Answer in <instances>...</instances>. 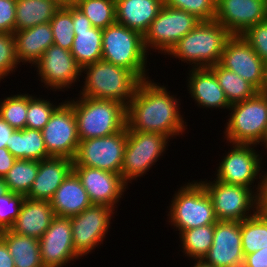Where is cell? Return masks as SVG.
Here are the masks:
<instances>
[{
	"mask_svg": "<svg viewBox=\"0 0 267 267\" xmlns=\"http://www.w3.org/2000/svg\"><path fill=\"white\" fill-rule=\"evenodd\" d=\"M17 65L14 34L0 32V81L15 72Z\"/></svg>",
	"mask_w": 267,
	"mask_h": 267,
	"instance_id": "cell-41",
	"label": "cell"
},
{
	"mask_svg": "<svg viewBox=\"0 0 267 267\" xmlns=\"http://www.w3.org/2000/svg\"><path fill=\"white\" fill-rule=\"evenodd\" d=\"M13 34L18 63L27 62L31 66H34L54 43L50 22L26 28Z\"/></svg>",
	"mask_w": 267,
	"mask_h": 267,
	"instance_id": "cell-27",
	"label": "cell"
},
{
	"mask_svg": "<svg viewBox=\"0 0 267 267\" xmlns=\"http://www.w3.org/2000/svg\"><path fill=\"white\" fill-rule=\"evenodd\" d=\"M242 267H267V249L245 255Z\"/></svg>",
	"mask_w": 267,
	"mask_h": 267,
	"instance_id": "cell-44",
	"label": "cell"
},
{
	"mask_svg": "<svg viewBox=\"0 0 267 267\" xmlns=\"http://www.w3.org/2000/svg\"><path fill=\"white\" fill-rule=\"evenodd\" d=\"M169 205L168 217L171 226L179 234L191 228L215 224L218 220L213 202L203 184L199 181L188 182L181 186Z\"/></svg>",
	"mask_w": 267,
	"mask_h": 267,
	"instance_id": "cell-6",
	"label": "cell"
},
{
	"mask_svg": "<svg viewBox=\"0 0 267 267\" xmlns=\"http://www.w3.org/2000/svg\"><path fill=\"white\" fill-rule=\"evenodd\" d=\"M27 110L28 94H11L0 100V117L15 130L25 128Z\"/></svg>",
	"mask_w": 267,
	"mask_h": 267,
	"instance_id": "cell-37",
	"label": "cell"
},
{
	"mask_svg": "<svg viewBox=\"0 0 267 267\" xmlns=\"http://www.w3.org/2000/svg\"><path fill=\"white\" fill-rule=\"evenodd\" d=\"M201 23L196 16L179 9L163 5L158 16L143 35L146 51L158 50L168 54L176 43Z\"/></svg>",
	"mask_w": 267,
	"mask_h": 267,
	"instance_id": "cell-10",
	"label": "cell"
},
{
	"mask_svg": "<svg viewBox=\"0 0 267 267\" xmlns=\"http://www.w3.org/2000/svg\"><path fill=\"white\" fill-rule=\"evenodd\" d=\"M183 253L191 259L203 260L213 244L214 224L184 230L179 234Z\"/></svg>",
	"mask_w": 267,
	"mask_h": 267,
	"instance_id": "cell-32",
	"label": "cell"
},
{
	"mask_svg": "<svg viewBox=\"0 0 267 267\" xmlns=\"http://www.w3.org/2000/svg\"><path fill=\"white\" fill-rule=\"evenodd\" d=\"M253 146V147H252ZM254 144H233L231 150L224 155L216 168V180L227 184L242 185L254 189L256 179H261L259 173L263 157L254 149ZM262 157V158H261ZM262 165V167H261ZM259 175V177H258Z\"/></svg>",
	"mask_w": 267,
	"mask_h": 267,
	"instance_id": "cell-14",
	"label": "cell"
},
{
	"mask_svg": "<svg viewBox=\"0 0 267 267\" xmlns=\"http://www.w3.org/2000/svg\"><path fill=\"white\" fill-rule=\"evenodd\" d=\"M15 131L7 122L0 117V148H7L11 134Z\"/></svg>",
	"mask_w": 267,
	"mask_h": 267,
	"instance_id": "cell-47",
	"label": "cell"
},
{
	"mask_svg": "<svg viewBox=\"0 0 267 267\" xmlns=\"http://www.w3.org/2000/svg\"><path fill=\"white\" fill-rule=\"evenodd\" d=\"M67 102L73 107L80 141L110 136L126 126V107L117 101L79 96Z\"/></svg>",
	"mask_w": 267,
	"mask_h": 267,
	"instance_id": "cell-4",
	"label": "cell"
},
{
	"mask_svg": "<svg viewBox=\"0 0 267 267\" xmlns=\"http://www.w3.org/2000/svg\"><path fill=\"white\" fill-rule=\"evenodd\" d=\"M54 43L71 51L74 41V25L72 22V4L62 5L50 21Z\"/></svg>",
	"mask_w": 267,
	"mask_h": 267,
	"instance_id": "cell-36",
	"label": "cell"
},
{
	"mask_svg": "<svg viewBox=\"0 0 267 267\" xmlns=\"http://www.w3.org/2000/svg\"><path fill=\"white\" fill-rule=\"evenodd\" d=\"M74 5L93 27L103 30L116 22L115 0H75Z\"/></svg>",
	"mask_w": 267,
	"mask_h": 267,
	"instance_id": "cell-35",
	"label": "cell"
},
{
	"mask_svg": "<svg viewBox=\"0 0 267 267\" xmlns=\"http://www.w3.org/2000/svg\"><path fill=\"white\" fill-rule=\"evenodd\" d=\"M54 217L50 201L32 200L25 197L20 213L10 230L20 235L40 239L50 227Z\"/></svg>",
	"mask_w": 267,
	"mask_h": 267,
	"instance_id": "cell-24",
	"label": "cell"
},
{
	"mask_svg": "<svg viewBox=\"0 0 267 267\" xmlns=\"http://www.w3.org/2000/svg\"><path fill=\"white\" fill-rule=\"evenodd\" d=\"M61 5L74 4L75 0H56Z\"/></svg>",
	"mask_w": 267,
	"mask_h": 267,
	"instance_id": "cell-51",
	"label": "cell"
},
{
	"mask_svg": "<svg viewBox=\"0 0 267 267\" xmlns=\"http://www.w3.org/2000/svg\"><path fill=\"white\" fill-rule=\"evenodd\" d=\"M9 192L7 184L4 182L3 178H0V195L6 194Z\"/></svg>",
	"mask_w": 267,
	"mask_h": 267,
	"instance_id": "cell-49",
	"label": "cell"
},
{
	"mask_svg": "<svg viewBox=\"0 0 267 267\" xmlns=\"http://www.w3.org/2000/svg\"><path fill=\"white\" fill-rule=\"evenodd\" d=\"M41 132L51 157L74 160L80 140L73 107L66 100L59 103Z\"/></svg>",
	"mask_w": 267,
	"mask_h": 267,
	"instance_id": "cell-12",
	"label": "cell"
},
{
	"mask_svg": "<svg viewBox=\"0 0 267 267\" xmlns=\"http://www.w3.org/2000/svg\"><path fill=\"white\" fill-rule=\"evenodd\" d=\"M34 66L44 86L55 92L71 88L79 80V76H83L82 67L74 59L71 51L55 44L44 52Z\"/></svg>",
	"mask_w": 267,
	"mask_h": 267,
	"instance_id": "cell-16",
	"label": "cell"
},
{
	"mask_svg": "<svg viewBox=\"0 0 267 267\" xmlns=\"http://www.w3.org/2000/svg\"><path fill=\"white\" fill-rule=\"evenodd\" d=\"M16 0H0V32H15Z\"/></svg>",
	"mask_w": 267,
	"mask_h": 267,
	"instance_id": "cell-43",
	"label": "cell"
},
{
	"mask_svg": "<svg viewBox=\"0 0 267 267\" xmlns=\"http://www.w3.org/2000/svg\"><path fill=\"white\" fill-rule=\"evenodd\" d=\"M86 73H85V72ZM84 86L79 96L131 103L142 80L130 70L105 60L84 66Z\"/></svg>",
	"mask_w": 267,
	"mask_h": 267,
	"instance_id": "cell-2",
	"label": "cell"
},
{
	"mask_svg": "<svg viewBox=\"0 0 267 267\" xmlns=\"http://www.w3.org/2000/svg\"><path fill=\"white\" fill-rule=\"evenodd\" d=\"M159 85L151 79L140 83L133 100L126 106L127 131L158 132L171 139L183 135L187 125L180 114L179 98Z\"/></svg>",
	"mask_w": 267,
	"mask_h": 267,
	"instance_id": "cell-1",
	"label": "cell"
},
{
	"mask_svg": "<svg viewBox=\"0 0 267 267\" xmlns=\"http://www.w3.org/2000/svg\"><path fill=\"white\" fill-rule=\"evenodd\" d=\"M262 92L267 96V65H266L265 85Z\"/></svg>",
	"mask_w": 267,
	"mask_h": 267,
	"instance_id": "cell-53",
	"label": "cell"
},
{
	"mask_svg": "<svg viewBox=\"0 0 267 267\" xmlns=\"http://www.w3.org/2000/svg\"><path fill=\"white\" fill-rule=\"evenodd\" d=\"M203 261L214 267H241L244 262L240 222L217 221L213 244Z\"/></svg>",
	"mask_w": 267,
	"mask_h": 267,
	"instance_id": "cell-20",
	"label": "cell"
},
{
	"mask_svg": "<svg viewBox=\"0 0 267 267\" xmlns=\"http://www.w3.org/2000/svg\"><path fill=\"white\" fill-rule=\"evenodd\" d=\"M219 64L248 81L258 91L265 85L266 64L241 35L226 42Z\"/></svg>",
	"mask_w": 267,
	"mask_h": 267,
	"instance_id": "cell-15",
	"label": "cell"
},
{
	"mask_svg": "<svg viewBox=\"0 0 267 267\" xmlns=\"http://www.w3.org/2000/svg\"><path fill=\"white\" fill-rule=\"evenodd\" d=\"M267 19V0H217L215 21L231 35H242L247 29Z\"/></svg>",
	"mask_w": 267,
	"mask_h": 267,
	"instance_id": "cell-18",
	"label": "cell"
},
{
	"mask_svg": "<svg viewBox=\"0 0 267 267\" xmlns=\"http://www.w3.org/2000/svg\"><path fill=\"white\" fill-rule=\"evenodd\" d=\"M224 130L227 142L260 144L267 126V96L258 91L245 101L232 104Z\"/></svg>",
	"mask_w": 267,
	"mask_h": 267,
	"instance_id": "cell-7",
	"label": "cell"
},
{
	"mask_svg": "<svg viewBox=\"0 0 267 267\" xmlns=\"http://www.w3.org/2000/svg\"><path fill=\"white\" fill-rule=\"evenodd\" d=\"M200 182L213 202L218 221L240 222L258 212L257 190L242 185L227 184L216 179L209 182L201 179Z\"/></svg>",
	"mask_w": 267,
	"mask_h": 267,
	"instance_id": "cell-9",
	"label": "cell"
},
{
	"mask_svg": "<svg viewBox=\"0 0 267 267\" xmlns=\"http://www.w3.org/2000/svg\"><path fill=\"white\" fill-rule=\"evenodd\" d=\"M16 160L6 147L0 148V178L6 175Z\"/></svg>",
	"mask_w": 267,
	"mask_h": 267,
	"instance_id": "cell-46",
	"label": "cell"
},
{
	"mask_svg": "<svg viewBox=\"0 0 267 267\" xmlns=\"http://www.w3.org/2000/svg\"><path fill=\"white\" fill-rule=\"evenodd\" d=\"M240 231L244 256L267 249V220L260 213L240 221Z\"/></svg>",
	"mask_w": 267,
	"mask_h": 267,
	"instance_id": "cell-33",
	"label": "cell"
},
{
	"mask_svg": "<svg viewBox=\"0 0 267 267\" xmlns=\"http://www.w3.org/2000/svg\"><path fill=\"white\" fill-rule=\"evenodd\" d=\"M61 6L56 0H16L15 32L49 23Z\"/></svg>",
	"mask_w": 267,
	"mask_h": 267,
	"instance_id": "cell-29",
	"label": "cell"
},
{
	"mask_svg": "<svg viewBox=\"0 0 267 267\" xmlns=\"http://www.w3.org/2000/svg\"><path fill=\"white\" fill-rule=\"evenodd\" d=\"M171 139L158 132L127 131L121 178L128 185L146 174L165 153Z\"/></svg>",
	"mask_w": 267,
	"mask_h": 267,
	"instance_id": "cell-8",
	"label": "cell"
},
{
	"mask_svg": "<svg viewBox=\"0 0 267 267\" xmlns=\"http://www.w3.org/2000/svg\"><path fill=\"white\" fill-rule=\"evenodd\" d=\"M39 161L17 159L3 177L9 191L26 196L37 176Z\"/></svg>",
	"mask_w": 267,
	"mask_h": 267,
	"instance_id": "cell-34",
	"label": "cell"
},
{
	"mask_svg": "<svg viewBox=\"0 0 267 267\" xmlns=\"http://www.w3.org/2000/svg\"><path fill=\"white\" fill-rule=\"evenodd\" d=\"M218 79L230 105L253 97L258 90L238 74L225 69L219 63L209 67Z\"/></svg>",
	"mask_w": 267,
	"mask_h": 267,
	"instance_id": "cell-31",
	"label": "cell"
},
{
	"mask_svg": "<svg viewBox=\"0 0 267 267\" xmlns=\"http://www.w3.org/2000/svg\"><path fill=\"white\" fill-rule=\"evenodd\" d=\"M113 211L115 209L109 206L92 204L70 217L74 249L79 257L86 256L103 242L111 226Z\"/></svg>",
	"mask_w": 267,
	"mask_h": 267,
	"instance_id": "cell-13",
	"label": "cell"
},
{
	"mask_svg": "<svg viewBox=\"0 0 267 267\" xmlns=\"http://www.w3.org/2000/svg\"><path fill=\"white\" fill-rule=\"evenodd\" d=\"M241 36L267 65V19L253 25Z\"/></svg>",
	"mask_w": 267,
	"mask_h": 267,
	"instance_id": "cell-42",
	"label": "cell"
},
{
	"mask_svg": "<svg viewBox=\"0 0 267 267\" xmlns=\"http://www.w3.org/2000/svg\"><path fill=\"white\" fill-rule=\"evenodd\" d=\"M25 199L23 194L9 191L0 195V232L9 230L20 213Z\"/></svg>",
	"mask_w": 267,
	"mask_h": 267,
	"instance_id": "cell-40",
	"label": "cell"
},
{
	"mask_svg": "<svg viewBox=\"0 0 267 267\" xmlns=\"http://www.w3.org/2000/svg\"><path fill=\"white\" fill-rule=\"evenodd\" d=\"M262 144H264L265 148L267 149V126H266L264 136L262 137L261 144H258V145H262Z\"/></svg>",
	"mask_w": 267,
	"mask_h": 267,
	"instance_id": "cell-52",
	"label": "cell"
},
{
	"mask_svg": "<svg viewBox=\"0 0 267 267\" xmlns=\"http://www.w3.org/2000/svg\"><path fill=\"white\" fill-rule=\"evenodd\" d=\"M231 36L219 22L201 21L176 43L168 55L179 58L192 68H209L220 62L224 46Z\"/></svg>",
	"mask_w": 267,
	"mask_h": 267,
	"instance_id": "cell-3",
	"label": "cell"
},
{
	"mask_svg": "<svg viewBox=\"0 0 267 267\" xmlns=\"http://www.w3.org/2000/svg\"><path fill=\"white\" fill-rule=\"evenodd\" d=\"M7 149L16 159L41 161L51 157L46 150L42 132L26 127L11 134Z\"/></svg>",
	"mask_w": 267,
	"mask_h": 267,
	"instance_id": "cell-30",
	"label": "cell"
},
{
	"mask_svg": "<svg viewBox=\"0 0 267 267\" xmlns=\"http://www.w3.org/2000/svg\"><path fill=\"white\" fill-rule=\"evenodd\" d=\"M47 100L28 95L26 128L41 131L48 123L50 116L59 105L56 106V104L54 105L51 101Z\"/></svg>",
	"mask_w": 267,
	"mask_h": 267,
	"instance_id": "cell-38",
	"label": "cell"
},
{
	"mask_svg": "<svg viewBox=\"0 0 267 267\" xmlns=\"http://www.w3.org/2000/svg\"><path fill=\"white\" fill-rule=\"evenodd\" d=\"M73 171V160L66 157H50L39 161L37 176L29 193L32 200L50 201L61 183Z\"/></svg>",
	"mask_w": 267,
	"mask_h": 267,
	"instance_id": "cell-22",
	"label": "cell"
},
{
	"mask_svg": "<svg viewBox=\"0 0 267 267\" xmlns=\"http://www.w3.org/2000/svg\"><path fill=\"white\" fill-rule=\"evenodd\" d=\"M258 197V213H267V172L262 174L258 185L255 184Z\"/></svg>",
	"mask_w": 267,
	"mask_h": 267,
	"instance_id": "cell-45",
	"label": "cell"
},
{
	"mask_svg": "<svg viewBox=\"0 0 267 267\" xmlns=\"http://www.w3.org/2000/svg\"><path fill=\"white\" fill-rule=\"evenodd\" d=\"M0 267H15L12 256L5 242L0 238Z\"/></svg>",
	"mask_w": 267,
	"mask_h": 267,
	"instance_id": "cell-48",
	"label": "cell"
},
{
	"mask_svg": "<svg viewBox=\"0 0 267 267\" xmlns=\"http://www.w3.org/2000/svg\"><path fill=\"white\" fill-rule=\"evenodd\" d=\"M163 5V0H115L116 22L144 35Z\"/></svg>",
	"mask_w": 267,
	"mask_h": 267,
	"instance_id": "cell-25",
	"label": "cell"
},
{
	"mask_svg": "<svg viewBox=\"0 0 267 267\" xmlns=\"http://www.w3.org/2000/svg\"><path fill=\"white\" fill-rule=\"evenodd\" d=\"M267 220V213H260Z\"/></svg>",
	"mask_w": 267,
	"mask_h": 267,
	"instance_id": "cell-54",
	"label": "cell"
},
{
	"mask_svg": "<svg viewBox=\"0 0 267 267\" xmlns=\"http://www.w3.org/2000/svg\"><path fill=\"white\" fill-rule=\"evenodd\" d=\"M74 41L71 54L78 64L84 66L102 59L103 30L93 27L87 17L72 4Z\"/></svg>",
	"mask_w": 267,
	"mask_h": 267,
	"instance_id": "cell-21",
	"label": "cell"
},
{
	"mask_svg": "<svg viewBox=\"0 0 267 267\" xmlns=\"http://www.w3.org/2000/svg\"><path fill=\"white\" fill-rule=\"evenodd\" d=\"M190 73V74H189ZM188 75V93L198 107L229 109L230 104L220 87L217 77L210 68H191Z\"/></svg>",
	"mask_w": 267,
	"mask_h": 267,
	"instance_id": "cell-23",
	"label": "cell"
},
{
	"mask_svg": "<svg viewBox=\"0 0 267 267\" xmlns=\"http://www.w3.org/2000/svg\"><path fill=\"white\" fill-rule=\"evenodd\" d=\"M0 238L8 247L15 267H44L41 262L39 239L3 230Z\"/></svg>",
	"mask_w": 267,
	"mask_h": 267,
	"instance_id": "cell-28",
	"label": "cell"
},
{
	"mask_svg": "<svg viewBox=\"0 0 267 267\" xmlns=\"http://www.w3.org/2000/svg\"><path fill=\"white\" fill-rule=\"evenodd\" d=\"M126 144V126L110 136L81 140L73 166L93 167L121 174Z\"/></svg>",
	"mask_w": 267,
	"mask_h": 267,
	"instance_id": "cell-11",
	"label": "cell"
},
{
	"mask_svg": "<svg viewBox=\"0 0 267 267\" xmlns=\"http://www.w3.org/2000/svg\"><path fill=\"white\" fill-rule=\"evenodd\" d=\"M50 205L55 216L72 217L80 214L92 203L80 178L72 171L56 190Z\"/></svg>",
	"mask_w": 267,
	"mask_h": 267,
	"instance_id": "cell-26",
	"label": "cell"
},
{
	"mask_svg": "<svg viewBox=\"0 0 267 267\" xmlns=\"http://www.w3.org/2000/svg\"><path fill=\"white\" fill-rule=\"evenodd\" d=\"M164 5L186 11L201 21H213L217 0H163Z\"/></svg>",
	"mask_w": 267,
	"mask_h": 267,
	"instance_id": "cell-39",
	"label": "cell"
},
{
	"mask_svg": "<svg viewBox=\"0 0 267 267\" xmlns=\"http://www.w3.org/2000/svg\"><path fill=\"white\" fill-rule=\"evenodd\" d=\"M73 171L80 178L92 204L115 209L127 190L128 185L122 180L121 174L86 166H73Z\"/></svg>",
	"mask_w": 267,
	"mask_h": 267,
	"instance_id": "cell-19",
	"label": "cell"
},
{
	"mask_svg": "<svg viewBox=\"0 0 267 267\" xmlns=\"http://www.w3.org/2000/svg\"><path fill=\"white\" fill-rule=\"evenodd\" d=\"M193 267H214V266L206 264L203 260H196Z\"/></svg>",
	"mask_w": 267,
	"mask_h": 267,
	"instance_id": "cell-50",
	"label": "cell"
},
{
	"mask_svg": "<svg viewBox=\"0 0 267 267\" xmlns=\"http://www.w3.org/2000/svg\"><path fill=\"white\" fill-rule=\"evenodd\" d=\"M39 250L44 267H63L69 261L80 259L74 249L70 217L53 218L39 239Z\"/></svg>",
	"mask_w": 267,
	"mask_h": 267,
	"instance_id": "cell-17",
	"label": "cell"
},
{
	"mask_svg": "<svg viewBox=\"0 0 267 267\" xmlns=\"http://www.w3.org/2000/svg\"><path fill=\"white\" fill-rule=\"evenodd\" d=\"M147 55L143 35L138 31L117 22L103 29L102 60L130 70L143 81L150 78Z\"/></svg>",
	"mask_w": 267,
	"mask_h": 267,
	"instance_id": "cell-5",
	"label": "cell"
}]
</instances>
